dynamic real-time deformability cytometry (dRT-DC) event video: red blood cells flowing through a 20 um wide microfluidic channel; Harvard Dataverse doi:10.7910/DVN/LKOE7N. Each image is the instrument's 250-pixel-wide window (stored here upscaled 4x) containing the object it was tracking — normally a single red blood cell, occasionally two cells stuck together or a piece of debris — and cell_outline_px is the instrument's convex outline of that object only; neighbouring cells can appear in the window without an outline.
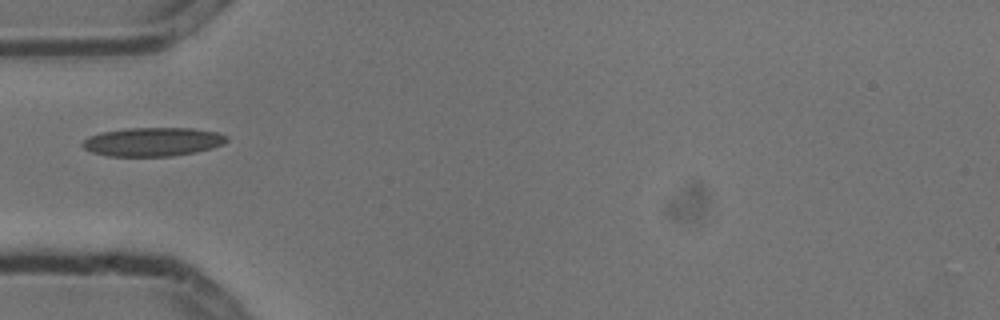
{"species": "common noctule bat (a hibernating species)", "species_latin": "Nyctalus noctula", "temperature_condition": "cold", "stored_images_in_passage": 1, "camera_frame_rate_fps": 3000, "um_per_image_px": 0.085, "animal": {"sex": "male", "body_mass_g": 13.3}, "frame": {"image": 1, "passage_image": 1, "time_ms": 0.0, "image_size_px": [1000, 320], "cell_outline_px": [[228, 140], [224, 144], [212, 148], [196, 152], [172, 156], [108, 156], [92, 152], [84, 148], [80, 144], [88, 136], [100, 132], [128, 128], [192, 128], [216, 132], [228, 136]], "centroid_in_image_um": [12.98, 12.05], "position_along_channel_um": 72.0, "area_um2": 24.28}}